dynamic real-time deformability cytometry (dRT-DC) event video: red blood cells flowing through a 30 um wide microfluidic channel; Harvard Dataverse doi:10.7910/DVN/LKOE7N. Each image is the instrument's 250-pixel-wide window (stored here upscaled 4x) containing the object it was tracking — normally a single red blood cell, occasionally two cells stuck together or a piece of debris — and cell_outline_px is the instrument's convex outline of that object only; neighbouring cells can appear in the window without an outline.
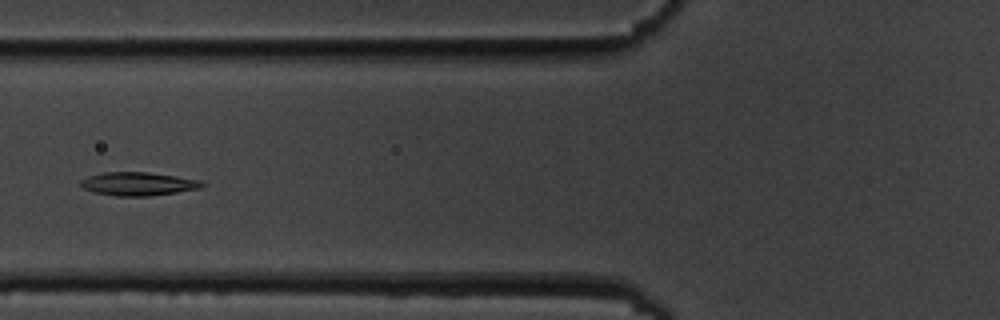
{"species": "common noctule bat (a hibernating species)", "species_latin": "Nyctalus noctula", "temperature_condition": "cold", "stored_images_in_passage": 9, "camera_frame_rate_fps": 3000, "um_per_image_px": 0.085, "animal": {"sex": "male", "body_mass_g": 19.5, "forearm_length_mm": 54.6}, "frame": {"image": 1, "passage_image": 8, "time_ms": 8.333, "image_size_px": [1000, 320], "cell_outline_px": [[208, 184], [200, 188], [176, 192], [148, 196], [116, 196], [96, 192], [84, 188], [80, 184], [80, 180], [88, 176], [104, 172], [148, 172], [176, 176], [200, 180]], "centroid_in_image_um": [11.77, 15.62], "position_along_channel_um": 114.0, "area_um2": 16.47}}
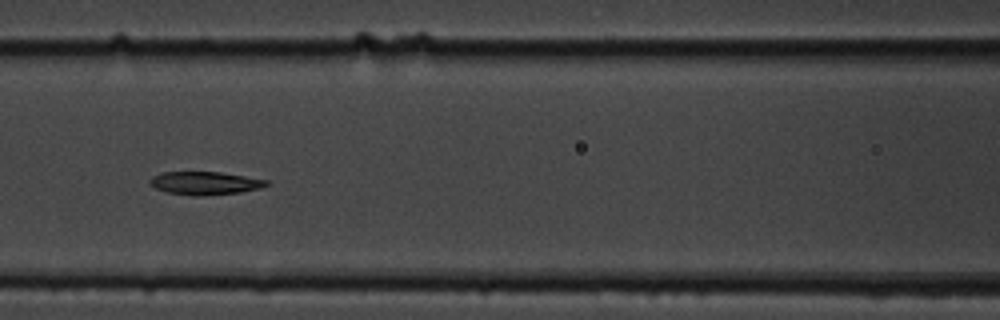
{"frame": {"image": 2, "passage_image": 9, "time_ms": 9.333, "image_size_px": [1000, 320], "cell_outline_px": [[268, 184], [260, 188], [240, 192], [204, 196], [192, 196], [164, 192], [148, 184], [148, 180], [152, 176], [160, 172], [220, 172], [268, 180]], "centroid_in_image_um": [17.35, 15.57], "position_along_channel_um": 149.3, "area_um2": 15.84}}